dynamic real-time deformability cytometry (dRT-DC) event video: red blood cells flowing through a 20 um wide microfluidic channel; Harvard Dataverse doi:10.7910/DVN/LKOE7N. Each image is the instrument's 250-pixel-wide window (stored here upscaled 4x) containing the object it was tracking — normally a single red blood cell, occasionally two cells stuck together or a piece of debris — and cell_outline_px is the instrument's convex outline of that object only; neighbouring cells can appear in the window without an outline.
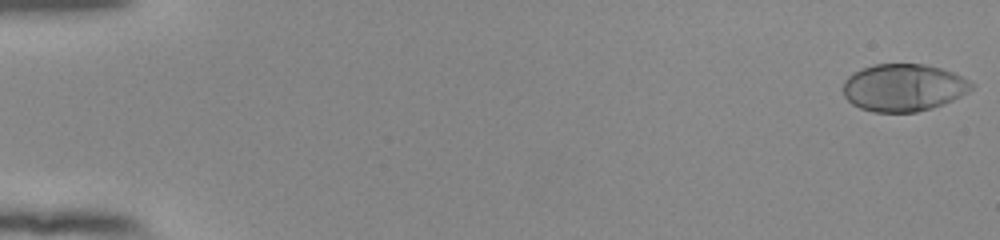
{"species": "human", "species_latin": "Homo sapiens", "temperature_condition": "room temperature", "stored_images_in_passage": 54, "camera_frame_rate_fps": 3000, "um_per_image_px": 0.085, "donor": {"sex": "female"}, "frame": {"image": 1, "passage_image": 1, "time_ms": 0.0, "image_size_px": [1000, 240], "cell_outline_px": [[976, 84], [968, 92], [944, 104], [932, 108], [916, 112], [872, 112], [860, 108], [852, 104], [844, 96], [844, 80], [852, 72], [860, 68], [876, 64], [924, 64], [940, 68], [952, 72]], "centroid_in_image_um": [76.78, 7.44], "position_along_channel_um": 8.2, "area_um2": 35.55}}
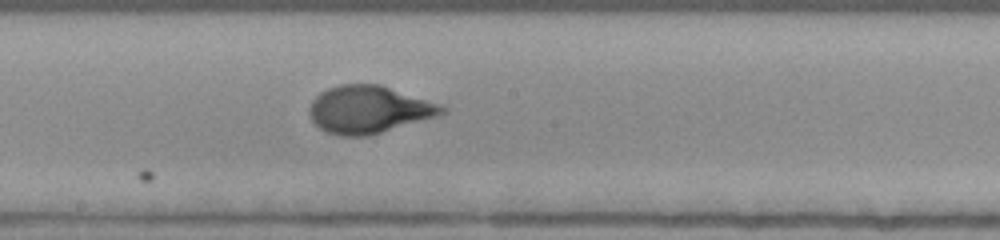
{"frame": {"image": 2, "passage_image": 31, "time_ms": 10.0, "image_size_px": [1000, 240], "cell_outline_px": [[448, 108], [444, 112], [436, 116], [368, 136], [340, 136], [328, 132], [320, 128], [308, 116], [308, 108], [312, 100], [320, 92], [328, 88], [340, 84], [380, 84], [440, 104]], "centroid_in_image_um": [31.3, 9.3], "position_along_channel_um": 216.9, "area_um2": 36.53}}
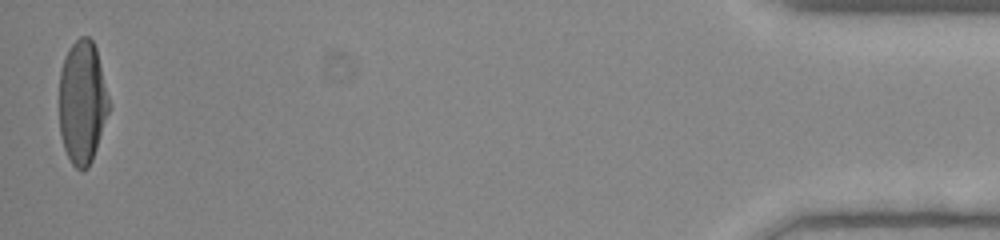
{"frame": {"image": 3, "passage_image": 54, "time_ms": 17.667, "image_size_px": [1000, 240], "cell_outline_px": [[108, 112], [92, 160], [88, 168], [80, 172], [72, 164], [64, 148], [60, 136], [60, 72], [64, 56], [68, 48], [80, 36], [88, 36], [92, 40], [96, 48], [108, 96]], "centroid_in_image_um": [6.97, 8.69], "position_along_channel_um": 428.2, "area_um2": 35.43}, "authors_computed_cell_mechanics": {"area_um2": 35.3447, "velocity_mm_per_s": 3.8583, "shape_relaxation_time_tau1_ms": 4.3141, "shape_relaxation_time_tau2_ms": null, "deformation_change_tau1": 0.245, "deformation_change_tau2": null}}